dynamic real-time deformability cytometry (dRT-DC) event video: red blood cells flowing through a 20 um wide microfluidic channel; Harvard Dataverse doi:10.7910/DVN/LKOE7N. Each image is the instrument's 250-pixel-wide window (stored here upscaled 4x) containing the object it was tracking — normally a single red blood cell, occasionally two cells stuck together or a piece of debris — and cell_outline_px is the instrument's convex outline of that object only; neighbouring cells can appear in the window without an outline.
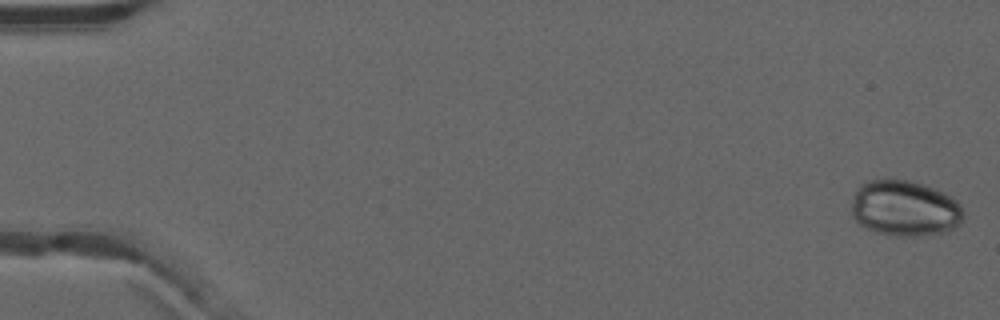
{"species": "common noctule bat (a hibernating species)", "species_latin": "Nyctalus noctula", "temperature_condition": "warm", "stored_images_in_passage": 52, "camera_frame_rate_fps": 3000, "um_per_image_px": 0.085, "animal": {"sex": "male", "forearm_length_mm": 52.5}, "frame": {"image": 1, "passage_image": 1, "time_ms": 0.0, "image_size_px": [1000, 320], "cell_outline_px": [[964, 216], [960, 224], [944, 232], [920, 236], [896, 236], [876, 232], [860, 224], [852, 216], [852, 200], [860, 184], [868, 180], [908, 180], [924, 184], [952, 196], [960, 204], [964, 212]], "centroid_in_image_um": [76.93, 17.71], "position_along_channel_um": 8.1, "area_um2": 36.41}}
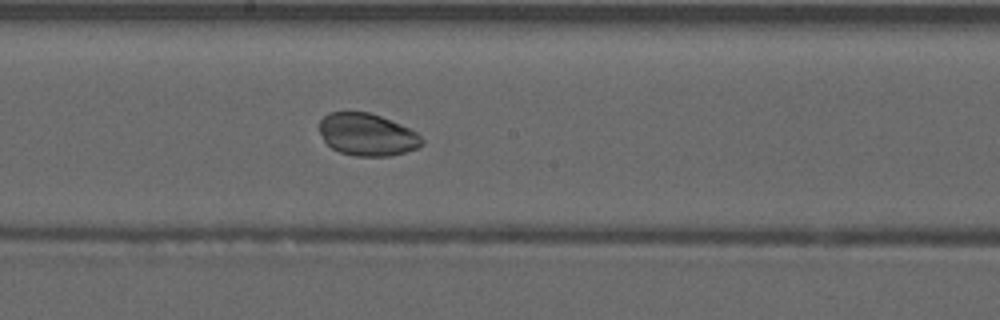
{"frame": {"image": 2, "passage_image": 29, "time_ms": 9.333, "image_size_px": [1000, 320], "cell_outline_px": [[424, 144], [416, 148], [404, 152], [388, 156], [356, 156], [340, 152], [332, 148], [324, 140], [320, 132], [320, 120], [324, 116], [332, 112], [368, 112], [380, 116], [400, 124], [416, 132], [424, 140]], "centroid_in_image_um": [31.21, 11.44], "position_along_channel_um": 217.0, "area_um2": 25.03}}
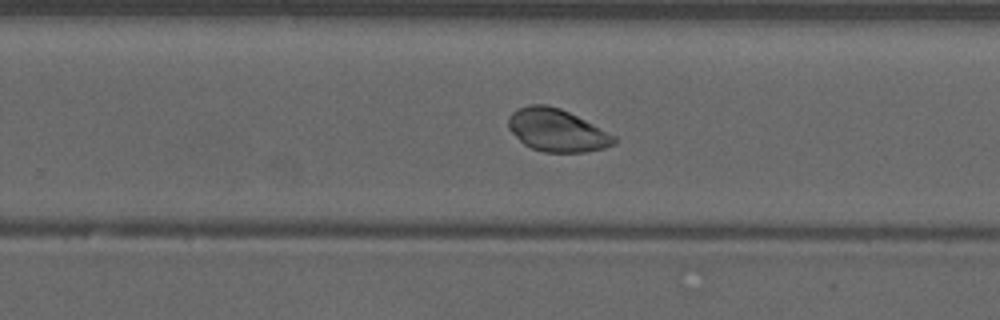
{"frame": {"image": 3, "passage_image": 34, "time_ms": 11.0, "image_size_px": [1000, 320], "cell_outline_px": [[616, 140], [612, 144], [604, 148], [584, 152], [544, 152], [532, 148], [524, 144], [508, 128], [508, 116], [512, 112], [528, 104], [544, 104], [560, 108], [616, 136]], "centroid_in_image_um": [47.3, 11.07], "position_along_channel_um": 282.5, "area_um2": 25.89}, "authors_computed_cell_mechanics": {"area_um2": 29.8826, "velocity_mm_per_s": 3.9549, "shape_relaxation_time_tau1_ms": 3.8921, "shape_relaxation_time_tau2_ms": null, "deformation_change_tau1": 0.0741, "deformation_change_tau2": null}}